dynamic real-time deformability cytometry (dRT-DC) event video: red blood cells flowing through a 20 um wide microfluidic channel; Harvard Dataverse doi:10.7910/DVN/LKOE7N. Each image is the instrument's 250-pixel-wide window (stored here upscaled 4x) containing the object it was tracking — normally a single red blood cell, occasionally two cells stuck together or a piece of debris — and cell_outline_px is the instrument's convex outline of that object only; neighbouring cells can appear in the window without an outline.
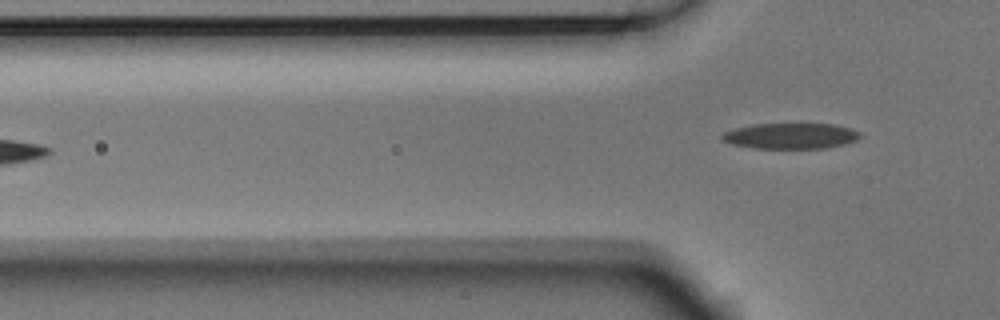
{"species": "Egyptian fruit bat (a non-hibernating species)", "species_latin": "Rousettus aegyptiacus", "temperature_condition": "room temperature", "stored_images_in_passage": 6, "camera_frame_rate_fps": 3000, "um_per_image_px": 0.085, "animal": {"sex": "male"}, "frame": {"image": 1, "passage_image": 6, "time_ms": 1.667, "image_size_px": [1000, 320], "cell_outline_px": [[860, 136], [856, 140], [844, 144], [824, 148], [756, 148], [732, 144], [724, 140], [720, 136], [724, 132], [732, 128], [752, 124], [836, 124], [860, 132]], "centroid_in_image_um": [67.18, 11.54], "position_along_channel_um": 58.6, "area_um2": 20.58}}